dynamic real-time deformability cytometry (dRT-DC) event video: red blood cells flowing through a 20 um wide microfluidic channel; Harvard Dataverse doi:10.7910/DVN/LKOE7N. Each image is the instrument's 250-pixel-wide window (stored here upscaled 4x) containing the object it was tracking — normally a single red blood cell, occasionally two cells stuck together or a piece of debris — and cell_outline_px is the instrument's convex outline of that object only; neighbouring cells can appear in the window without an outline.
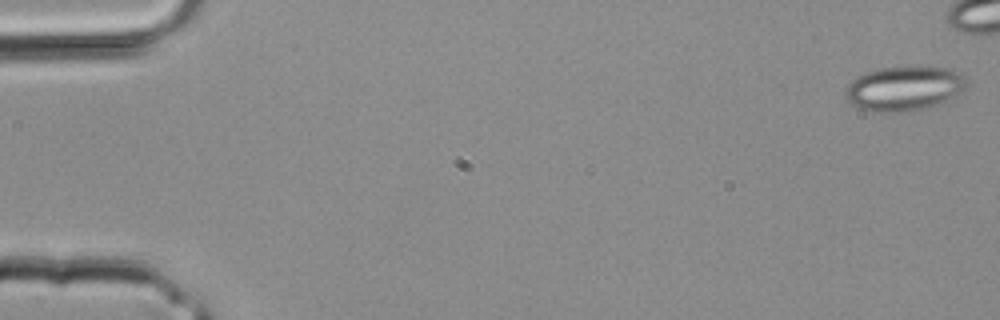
{"species": "common noctule bat (a hibernating species)", "species_latin": "Nyctalus noctula", "temperature_condition": "room temperature", "stored_images_in_passage": 31, "segment_of_instrument_passage": [1, 2], "camera_frame_rate_fps": 3000, "um_per_image_px": 0.085, "animal": {"sex": "male", "body_mass_g": 20.4}, "frame": {"image": 1, "passage_image": 1, "time_ms": 0.0, "image_size_px": [1000, 320], "cell_outline_px": [[968, 84], [960, 92], [936, 104], [924, 108], [904, 112], [876, 112], [860, 108], [852, 104], [848, 100], [848, 84], [852, 80], [864, 72], [884, 68], [920, 64], [952, 68], [960, 72], [968, 80]], "centroid_in_image_um": [76.91, 7.46], "position_along_channel_um": 8.1, "area_um2": 31.67}}